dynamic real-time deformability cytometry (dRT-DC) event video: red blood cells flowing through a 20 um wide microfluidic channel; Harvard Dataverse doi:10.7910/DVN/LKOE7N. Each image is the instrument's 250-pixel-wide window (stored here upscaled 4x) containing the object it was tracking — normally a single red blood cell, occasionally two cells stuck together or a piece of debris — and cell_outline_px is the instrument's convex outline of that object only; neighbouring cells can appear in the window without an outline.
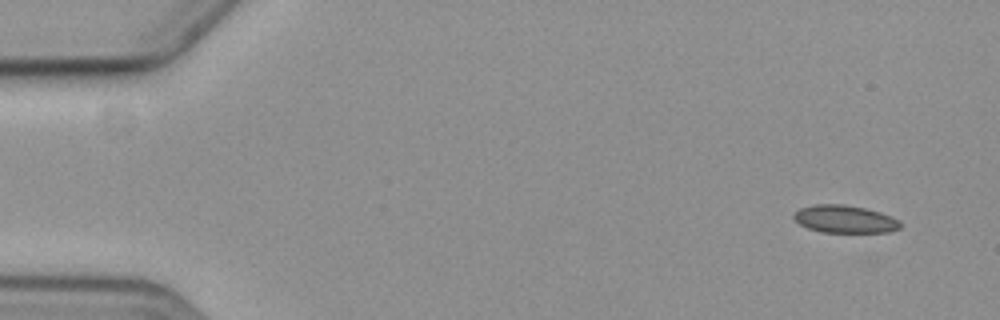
{"species": "common noctule bat (a hibernating species)", "species_latin": "Nyctalus noctula", "temperature_condition": "cold", "stored_images_in_passage": 6, "segment_of_instrument_passage": [1, 2], "camera_frame_rate_fps": 3000, "um_per_image_px": 0.085, "animal": {"sex": "female", "body_mass_g": 19.3, "forearm_length_mm": 54.1}, "frame": {"image": 1, "passage_image": 1, "time_ms": 0.0, "image_size_px": [1000, 320], "cell_outline_px": [[900, 228], [888, 232], [820, 232], [808, 228], [800, 224], [792, 216], [800, 208], [816, 204], [840, 204], [864, 208], [880, 212], [892, 216], [900, 220]], "centroid_in_image_um": [71.82, 18.63], "position_along_channel_um": 13.2, "area_um2": 17.05}}